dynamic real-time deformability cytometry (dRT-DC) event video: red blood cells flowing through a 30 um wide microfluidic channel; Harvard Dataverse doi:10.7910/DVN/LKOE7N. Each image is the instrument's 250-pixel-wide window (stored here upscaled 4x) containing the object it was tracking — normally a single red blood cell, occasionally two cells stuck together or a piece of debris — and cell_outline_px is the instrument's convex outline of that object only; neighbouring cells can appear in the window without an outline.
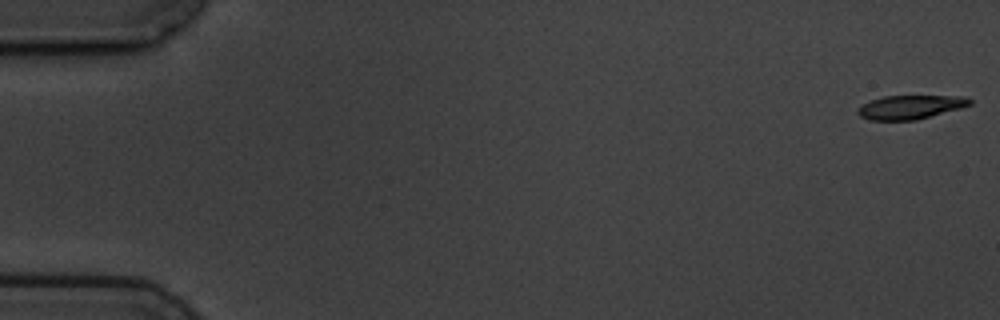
{"species": "common noctule bat (a hibernating species)", "species_latin": "Nyctalus noctula", "temperature_condition": "cold", "stored_images_in_passage": 6, "camera_frame_rate_fps": 3000, "um_per_image_px": 0.085, "animal": {"sex": "male", "body_mass_g": 19.5, "forearm_length_mm": 54.6}, "frame": {"image": 1, "passage_image": 1, "time_ms": 0.0, "image_size_px": [1000, 320], "cell_outline_px": [[972, 104], [960, 108], [916, 120], [868, 120], [860, 116], [856, 112], [856, 108], [868, 100], [884, 96], [964, 96], [972, 100]], "centroid_in_image_um": [77.32, 9.1], "position_along_channel_um": 7.7, "area_um2": 15.66}}
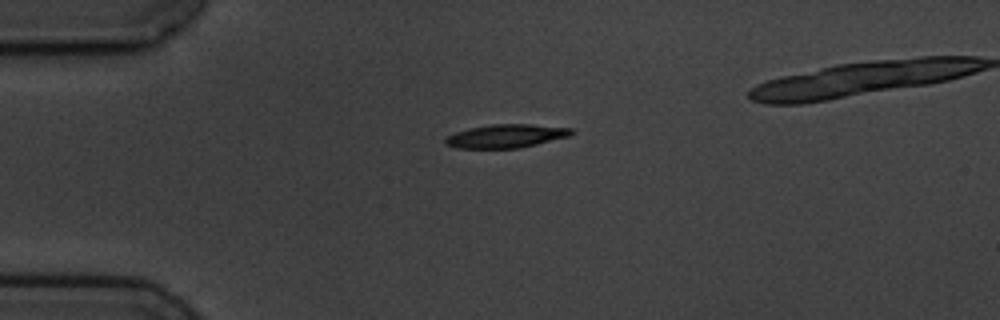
{"frame": {"image": 2, "passage_image": 4, "time_ms": 4.333, "image_size_px": [1000, 320], "cell_outline_px": [[576, 132], [568, 136], [520, 148], [456, 148], [444, 144], [444, 136], [468, 128], [492, 124], [532, 124], [572, 128]], "centroid_in_image_um": [42.97, 11.56], "position_along_channel_um": 42.0, "area_um2": 17.34}}